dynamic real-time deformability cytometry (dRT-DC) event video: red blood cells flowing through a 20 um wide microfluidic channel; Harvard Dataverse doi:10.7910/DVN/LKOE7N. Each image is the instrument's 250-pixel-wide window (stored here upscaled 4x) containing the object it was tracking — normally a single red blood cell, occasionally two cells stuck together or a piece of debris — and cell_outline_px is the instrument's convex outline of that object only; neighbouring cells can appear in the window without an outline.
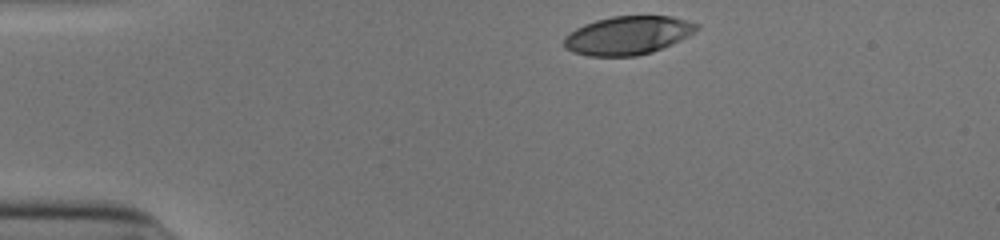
{"species": "human", "species_latin": "Homo sapiens", "temperature_condition": "cold", "stored_images_in_passage": 33, "camera_frame_rate_fps": 3000, "um_per_image_px": 0.085, "donor": {"sex": "male"}, "frame": {"image": 1, "passage_image": 1, "time_ms": 0.0, "image_size_px": [1000, 240], "cell_outline_px": [[700, 28], [688, 36], [672, 44], [652, 52], [636, 56], [588, 56], [572, 52], [564, 48], [564, 36], [576, 28], [584, 24], [596, 20], [612, 16], [672, 16], [700, 24]], "centroid_in_image_um": [53.36, 3.01], "position_along_channel_um": 31.6, "area_um2": 29.88}}
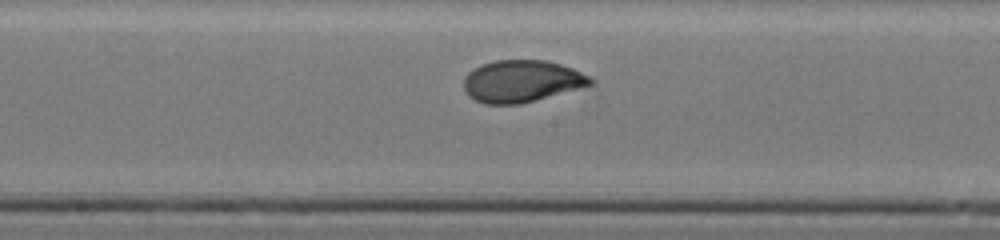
{"frame": {"image": 2, "passage_image": 19, "time_ms": 6.0, "image_size_px": [1000, 240], "cell_outline_px": [[596, 84], [520, 104], [484, 104], [468, 96], [464, 88], [464, 76], [468, 72], [480, 64], [496, 60], [544, 60], [560, 64], [572, 68], [592, 76], [596, 80]], "centroid_in_image_um": [44.37, 6.9], "position_along_channel_um": 203.8, "area_um2": 31.33}}
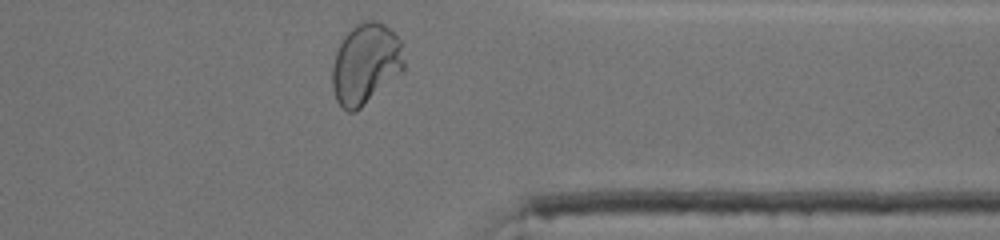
{"frame": {"image": 3, "passage_image": 33, "time_ms": 10.667, "image_size_px": [1000, 240], "cell_outline_px": [[404, 68], [400, 72], [356, 112], [348, 112], [336, 100], [332, 88], [332, 64], [336, 52], [344, 36], [356, 24], [368, 20], [376, 20], [384, 24], [404, 40]], "centroid_in_image_um": [31.09, 5.39], "position_along_channel_um": 380.3, "area_um2": 33.87}, "authors_computed_cell_mechanics": {"area_um2": 31.0964, "velocity_mm_per_s": 3.8956, "shape_relaxation_time_tau1_ms": 3.911, "shape_relaxation_time_tau2_ms": null, "deformation_change_tau1": 0.1886, "deformation_change_tau2": null}}